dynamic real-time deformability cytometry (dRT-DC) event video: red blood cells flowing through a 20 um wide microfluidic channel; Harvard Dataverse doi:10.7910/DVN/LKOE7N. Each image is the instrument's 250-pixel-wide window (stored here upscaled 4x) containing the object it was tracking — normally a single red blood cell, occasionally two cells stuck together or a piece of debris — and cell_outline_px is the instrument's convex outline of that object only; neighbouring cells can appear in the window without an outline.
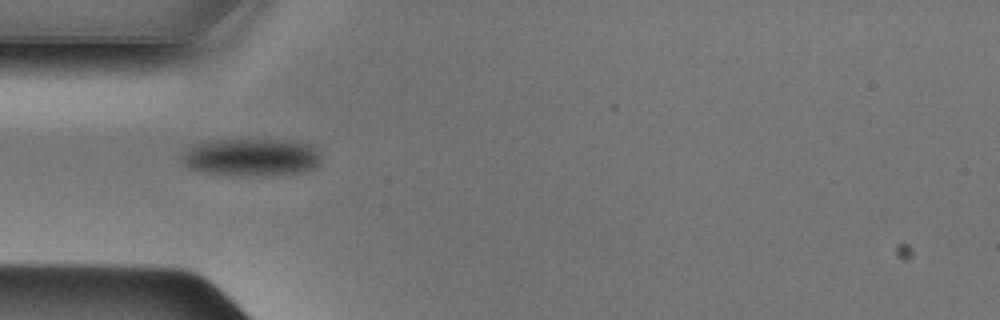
{"species": "Egyptian fruit bat (a non-hibernating species)", "species_latin": "Rousettus aegyptiacus", "temperature_condition": "cold", "stored_images_in_passage": 35, "camera_frame_rate_fps": 3000, "um_per_image_px": 0.085, "animal": {"sex": "male"}, "frame": {"image": 1, "passage_image": 1, "time_ms": 0.0, "image_size_px": [1000, 320], "cell_outline_px": [[320, 164], [304, 172], [272, 176], [236, 176], [192, 172], [180, 160], [180, 156], [192, 144], [204, 140], [288, 140], [308, 144], [320, 156]], "centroid_in_image_um": [21.25, 13.4], "position_along_channel_um": 63.8, "area_um2": 31.33}}
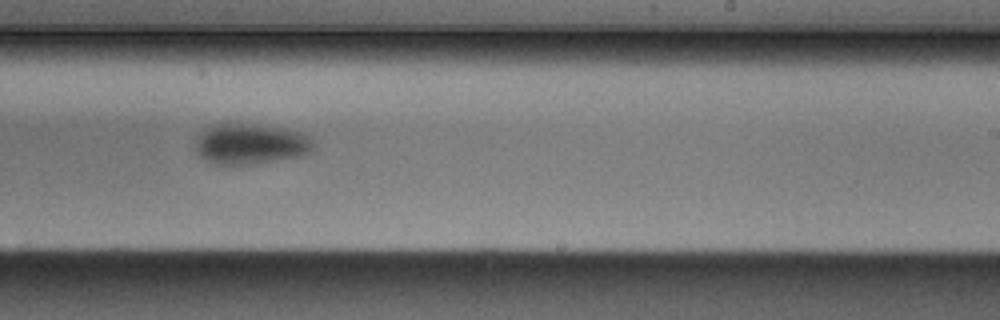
{"frame": {"image": 2, "passage_image": 16, "time_ms": 5.0, "image_size_px": [1000, 320], "cell_outline_px": [[316, 144], [312, 152], [300, 156], [236, 168], [216, 164], [204, 160], [196, 152], [196, 140], [212, 124], [252, 124], [284, 128], [304, 132]], "centroid_in_image_um": [21.34, 12.28], "position_along_channel_um": 267.7, "area_um2": 28.61}}
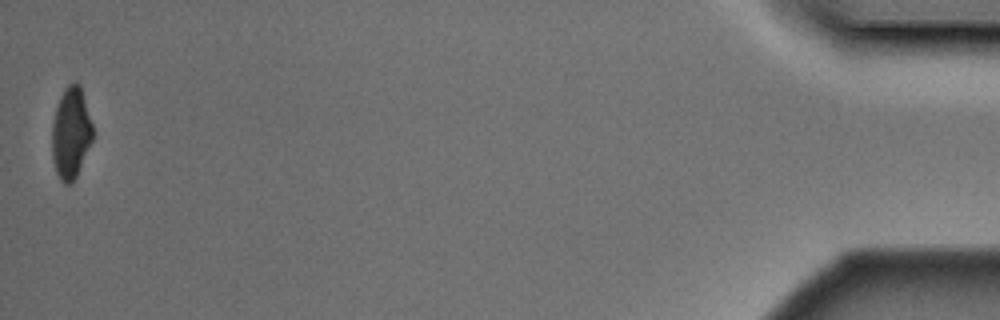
{"frame": {"image": 3, "passage_image": 35, "time_ms": 11.333, "image_size_px": [1000, 320], "cell_outline_px": [[92, 140], [76, 176], [72, 184], [64, 184], [60, 180], [56, 172], [52, 156], [52, 124], [56, 108], [60, 96], [64, 88], [68, 84], [76, 80], [80, 84], [92, 124]], "centroid_in_image_um": [6.01, 11.29], "position_along_channel_um": 429.2, "area_um2": 21.62}}